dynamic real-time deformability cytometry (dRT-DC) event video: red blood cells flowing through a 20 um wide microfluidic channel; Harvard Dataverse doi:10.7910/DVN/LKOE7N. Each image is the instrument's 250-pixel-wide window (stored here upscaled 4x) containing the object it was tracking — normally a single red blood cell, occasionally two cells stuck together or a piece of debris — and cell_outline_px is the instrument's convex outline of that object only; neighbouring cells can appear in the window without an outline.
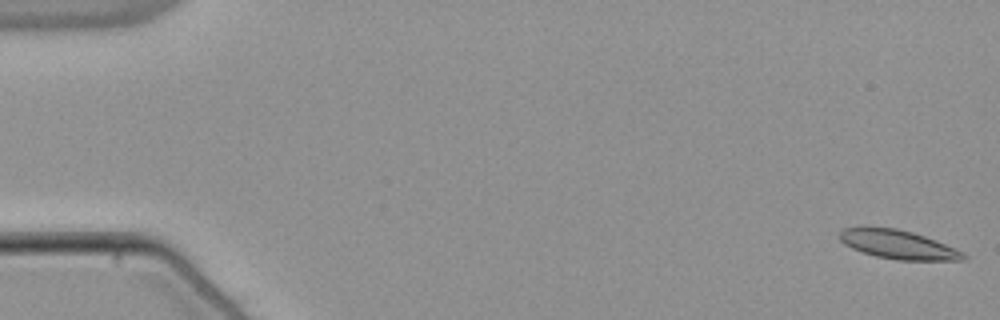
{"species": "common noctule bat (a hibernating species)", "species_latin": "Nyctalus noctula", "temperature_condition": "warm", "stored_images_in_passage": 54, "camera_frame_rate_fps": 3000, "um_per_image_px": 0.085, "animal": {"sex": "male", "body_mass_g": 21.5, "forearm_length_mm": 52.0}, "frame": {"image": 1, "passage_image": 1, "time_ms": 0.0, "image_size_px": [1000, 320], "cell_outline_px": [[968, 256], [964, 260], [896, 260], [876, 256], [852, 248], [844, 244], [840, 240], [840, 232], [844, 228], [896, 228], [912, 232], [936, 240], [964, 252]], "centroid_in_image_um": [76.39, 20.8], "position_along_channel_um": 8.6, "area_um2": 20.46}}
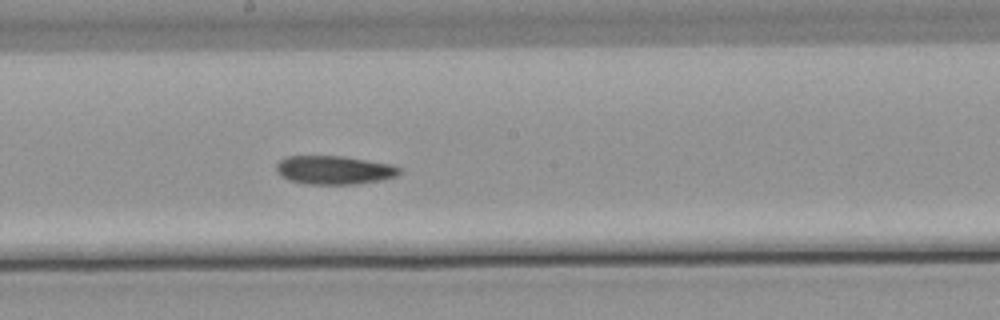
{"frame": {"image": 2, "passage_image": 30, "time_ms": 9.667, "image_size_px": [1000, 320], "cell_outline_px": [[400, 172], [396, 176], [380, 180], [356, 184], [304, 184], [288, 180], [276, 172], [276, 164], [280, 160], [288, 156], [344, 156], [392, 164], [400, 168]], "centroid_in_image_um": [28.38, 14.45], "position_along_channel_um": 219.8, "area_um2": 20.58}}
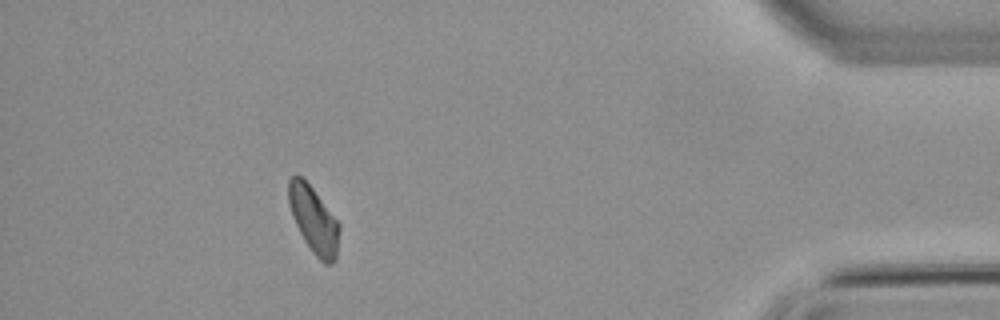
{"frame": {"image": 3, "passage_image": 49, "time_ms": 16.0, "image_size_px": [1000, 320], "cell_outline_px": [[340, 228], [336, 260], [332, 264], [324, 264], [312, 252], [304, 240], [292, 216], [288, 204], [288, 180], [292, 176], [300, 176], [312, 188], [340, 224]], "centroid_in_image_um": [26.67, 18.72], "position_along_channel_um": 408.5, "area_um2": 19.54}}